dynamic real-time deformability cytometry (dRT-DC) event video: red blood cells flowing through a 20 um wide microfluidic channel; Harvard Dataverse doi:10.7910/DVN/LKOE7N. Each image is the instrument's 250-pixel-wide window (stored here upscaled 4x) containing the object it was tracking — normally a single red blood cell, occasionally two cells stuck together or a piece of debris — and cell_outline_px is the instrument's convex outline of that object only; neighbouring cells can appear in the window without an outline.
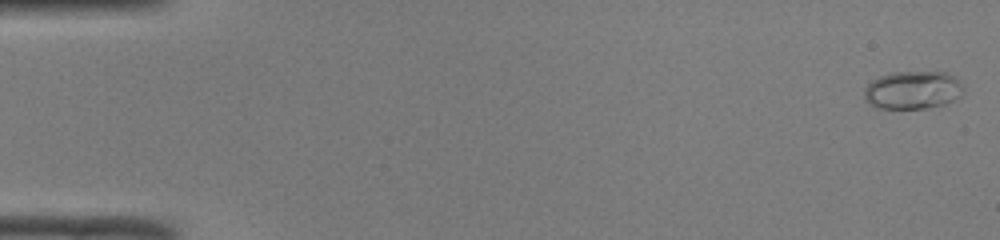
{"species": "common noctule bat (a hibernating species)", "species_latin": "Nyctalus noctula", "temperature_condition": "room temperature", "stored_images_in_passage": 50, "camera_frame_rate_fps": 3000, "um_per_image_px": 0.085, "animal": {"sex": "male", "body_mass_g": 19.0, "forearm_length_mm": 50.8}, "frame": {"image": 1, "passage_image": 1, "time_ms": 0.0, "image_size_px": [1000, 240], "cell_outline_px": [[964, 92], [960, 96], [944, 104], [924, 108], [880, 108], [868, 104], [864, 100], [864, 88], [872, 80], [880, 76], [892, 72], [948, 72], [956, 76], [964, 88]], "centroid_in_image_um": [77.58, 7.64], "position_along_channel_um": 7.4, "area_um2": 22.14}}
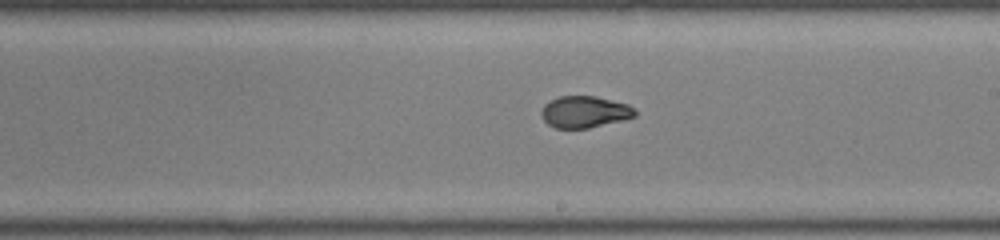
{"frame": {"image": 2, "passage_image": 29, "time_ms": 9.333, "image_size_px": [1000, 240], "cell_outline_px": [[636, 116], [624, 120], [588, 128], [556, 128], [548, 124], [544, 120], [540, 112], [544, 104], [560, 96], [596, 96], [628, 104], [636, 108]], "centroid_in_image_um": [49.72, 9.51], "position_along_channel_um": 239.3, "area_um2": 17.34}}
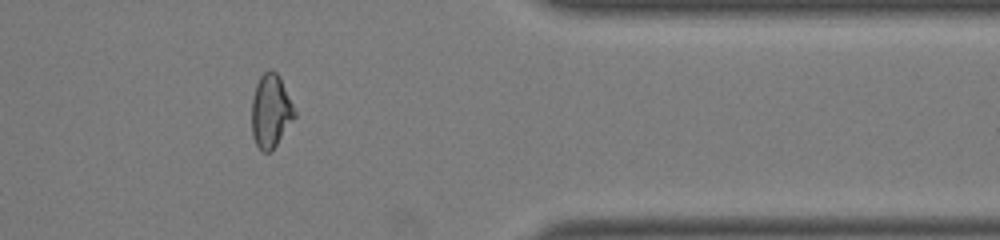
{"frame": {"image": 3, "passage_image": 41, "time_ms": 13.333, "image_size_px": [1000, 240], "cell_outline_px": [[296, 116], [276, 144], [268, 152], [264, 152], [256, 144], [252, 136], [252, 96], [256, 84], [260, 76], [268, 68], [272, 68], [280, 76], [296, 112]], "centroid_in_image_um": [23.0, 9.38], "position_along_channel_um": 388.4, "area_um2": 18.26}, "authors_computed_cell_mechanics": {"area_um2": 18.3804, "velocity_mm_per_s": 4.1351, "shape_relaxation_time_tau1_ms": null, "shape_relaxation_time_tau2_ms": 0.9078, "deformation_change_tau1": null, "deformation_change_tau2": 0.0523}}